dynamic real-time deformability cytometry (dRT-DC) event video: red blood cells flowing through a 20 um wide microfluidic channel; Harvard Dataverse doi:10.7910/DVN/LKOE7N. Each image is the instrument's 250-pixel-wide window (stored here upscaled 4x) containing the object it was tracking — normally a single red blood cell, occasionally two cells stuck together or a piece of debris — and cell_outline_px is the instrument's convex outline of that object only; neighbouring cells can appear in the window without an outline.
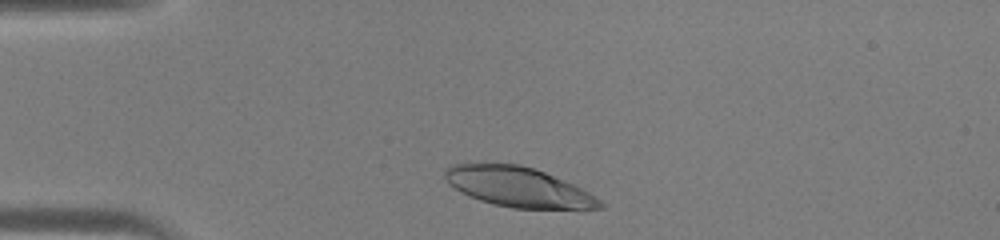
{"species": "human", "species_latin": "Homo sapiens", "temperature_condition": "warm", "stored_images_in_passage": 29, "camera_frame_rate_fps": 3000, "um_per_image_px": 0.085, "donor": {"sex": "male"}, "frame": {"image": 1, "passage_image": 2, "time_ms": 0.333, "image_size_px": [1000, 240], "cell_outline_px": [[604, 208], [512, 208], [492, 204], [480, 200], [448, 184], [444, 176], [444, 168], [448, 164], [520, 164], [544, 172], [572, 184], [588, 192], [600, 200], [604, 204]], "centroid_in_image_um": [44.01, 15.89], "position_along_channel_um": 41.0, "area_um2": 35.32}}
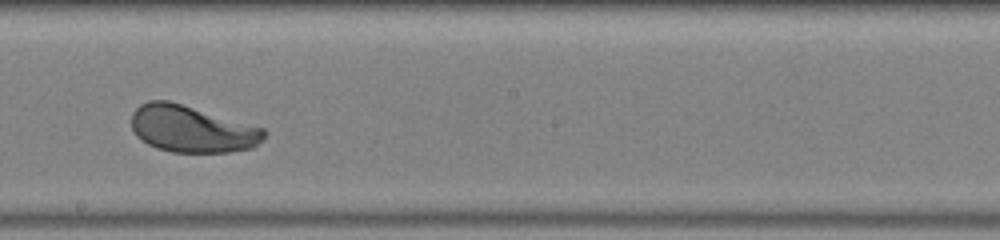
{"frame": {"image": 2, "passage_image": 17, "time_ms": 5.333, "image_size_px": [1000, 240], "cell_outline_px": [[268, 132], [264, 140], [252, 148], [228, 152], [172, 152], [156, 148], [140, 140], [136, 136], [132, 128], [132, 112], [140, 104], [148, 100], [168, 100], [264, 128]], "centroid_in_image_um": [16.31, 10.97], "position_along_channel_um": 231.9, "area_um2": 36.3}}
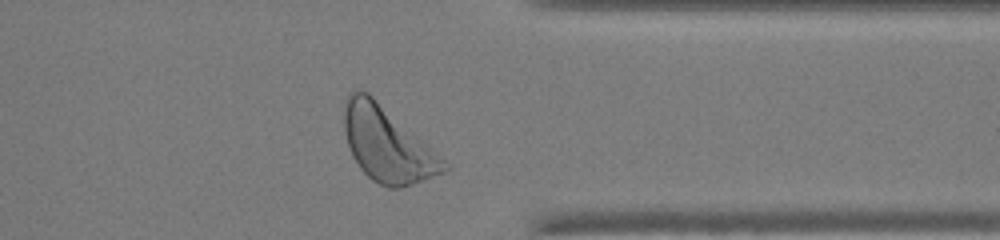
{"frame": {"image": 3, "passage_image": 27, "time_ms": 8.667, "image_size_px": [1000, 240], "cell_outline_px": [[452, 168], [444, 172], [424, 180], [400, 188], [388, 188], [372, 180], [360, 168], [352, 156], [344, 132], [344, 112], [348, 92], [356, 88], [368, 92], [452, 164]], "centroid_in_image_um": [32.95, 12.27], "position_along_channel_um": 378.4, "area_um2": 43.87}}